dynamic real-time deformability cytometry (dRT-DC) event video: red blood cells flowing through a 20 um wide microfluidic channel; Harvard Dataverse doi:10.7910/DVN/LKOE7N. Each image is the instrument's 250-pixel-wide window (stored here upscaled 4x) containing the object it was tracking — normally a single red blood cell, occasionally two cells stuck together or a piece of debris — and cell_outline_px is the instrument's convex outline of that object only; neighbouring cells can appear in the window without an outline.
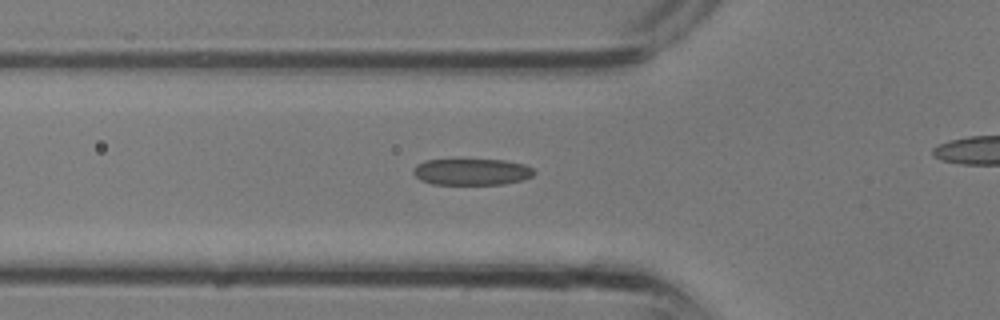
{"species": "common noctule bat (a hibernating species)", "species_latin": "Nyctalus noctula", "temperature_condition": "room temperature", "stored_images_in_passage": 17, "camera_frame_rate_fps": 3000, "um_per_image_px": 0.085, "animal": {"sex": "male", "body_mass_g": 13.3}, "frame": {"image": 1, "passage_image": 8, "time_ms": 2.333, "image_size_px": [1000, 320], "cell_outline_px": [[536, 172], [532, 176], [520, 180], [504, 184], [432, 184], [420, 180], [412, 172], [412, 168], [416, 164], [428, 160], [504, 160], [524, 164], [532, 168]], "centroid_in_image_um": [40.07, 14.61], "position_along_channel_um": 85.7, "area_um2": 18.55}}
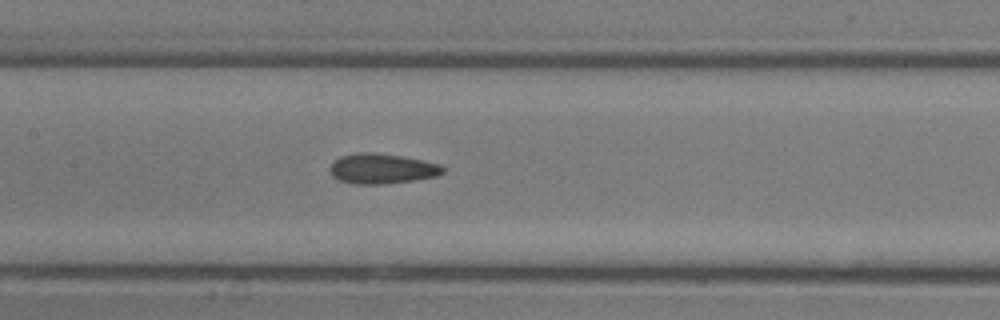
{"frame": {"image": 2, "passage_image": 12, "time_ms": 3.667, "image_size_px": [1000, 320], "cell_outline_px": [[444, 172], [436, 176], [416, 180], [384, 184], [352, 184], [336, 180], [332, 176], [328, 168], [340, 156], [360, 152], [372, 152], [400, 156], [440, 164], [444, 168]], "centroid_in_image_um": [32.42, 14.35], "position_along_channel_um": 175.0, "area_um2": 19.88}}
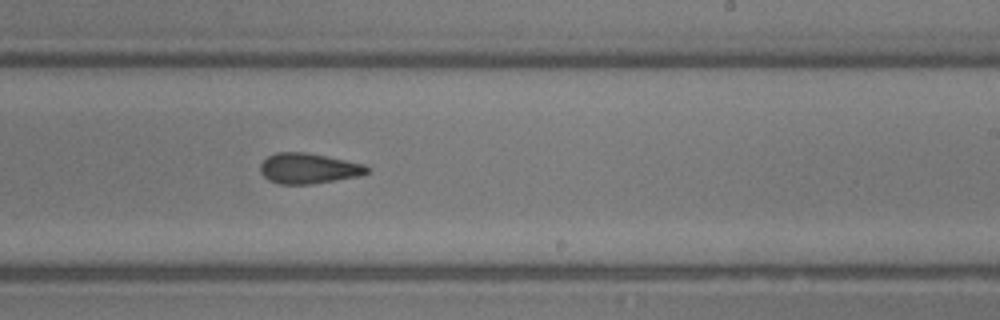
{"frame": {"image": 3, "passage_image": 16, "time_ms": 5.0, "image_size_px": [1000, 320], "cell_outline_px": [[368, 172], [360, 176], [312, 184], [280, 184], [268, 180], [260, 172], [260, 164], [268, 156], [276, 152], [308, 152], [364, 164], [368, 168]], "centroid_in_image_um": [26.2, 14.31], "position_along_channel_um": 262.8, "area_um2": 18.96}}